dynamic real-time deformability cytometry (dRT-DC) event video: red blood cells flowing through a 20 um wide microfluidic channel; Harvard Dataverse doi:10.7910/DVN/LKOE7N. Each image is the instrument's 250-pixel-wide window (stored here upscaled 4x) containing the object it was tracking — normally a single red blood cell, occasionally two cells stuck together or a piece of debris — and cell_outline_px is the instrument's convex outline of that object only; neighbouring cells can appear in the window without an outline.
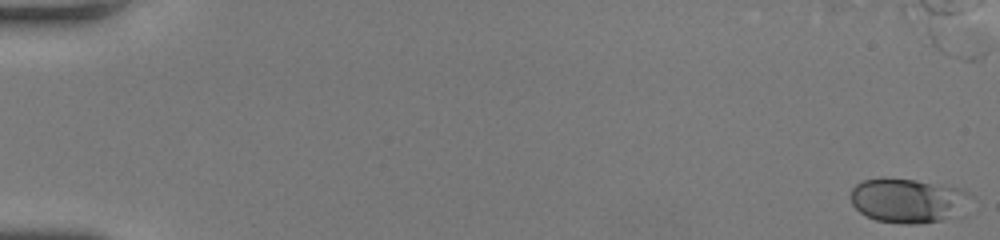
{"species": "human", "species_latin": "Homo sapiens", "temperature_condition": "room temperature", "stored_images_in_passage": 26, "camera_frame_rate_fps": 3000, "um_per_image_px": 0.085, "donor": {"sex": "female"}, "frame": {"image": 1, "passage_image": 2, "time_ms": 0.333, "image_size_px": [1000, 240], "cell_outline_px": [[976, 196], [948, 216], [940, 220], [920, 224], [904, 224], [876, 220], [864, 216], [852, 204], [852, 188], [856, 184], [864, 180], [884, 176], [916, 180], [964, 188]], "centroid_in_image_um": [77.13, 17.0], "position_along_channel_um": 7.9, "area_um2": 31.04}}
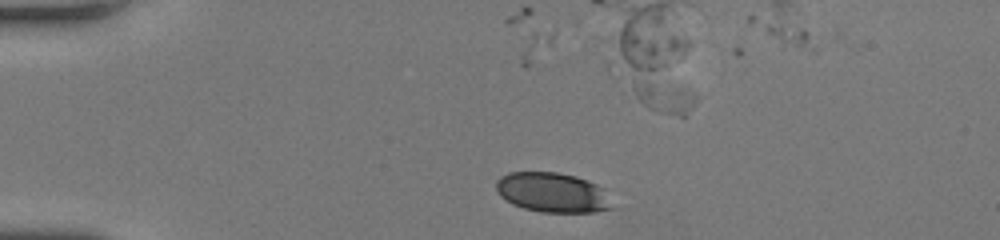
{"frame": {"image": 2, "passage_image": 14, "time_ms": 4.333, "image_size_px": [1000, 240], "cell_outline_px": [[616, 208], [596, 212], [540, 212], [524, 208], [512, 204], [500, 196], [496, 188], [496, 180], [500, 176], [508, 172], [556, 172], [576, 176], [588, 180], [604, 188]], "centroid_in_image_um": [47.0, 16.36], "position_along_channel_um": 38.0, "area_um2": 27.28}}
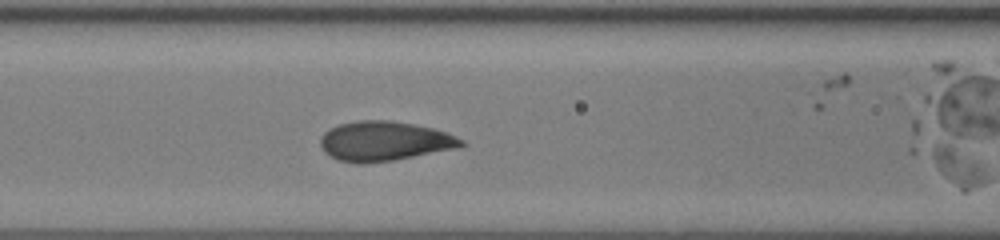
{"frame": {"image": 3, "passage_image": 25, "time_ms": 8.0, "image_size_px": [1000, 240], "cell_outline_px": [[468, 144], [464, 148], [392, 160], [364, 164], [356, 164], [336, 160], [324, 152], [320, 144], [320, 136], [324, 132], [340, 124], [356, 120], [392, 120], [432, 128], [448, 132], [464, 140]], "centroid_in_image_um": [32.72, 12.01], "position_along_channel_um": 133.9, "area_um2": 33.12}}